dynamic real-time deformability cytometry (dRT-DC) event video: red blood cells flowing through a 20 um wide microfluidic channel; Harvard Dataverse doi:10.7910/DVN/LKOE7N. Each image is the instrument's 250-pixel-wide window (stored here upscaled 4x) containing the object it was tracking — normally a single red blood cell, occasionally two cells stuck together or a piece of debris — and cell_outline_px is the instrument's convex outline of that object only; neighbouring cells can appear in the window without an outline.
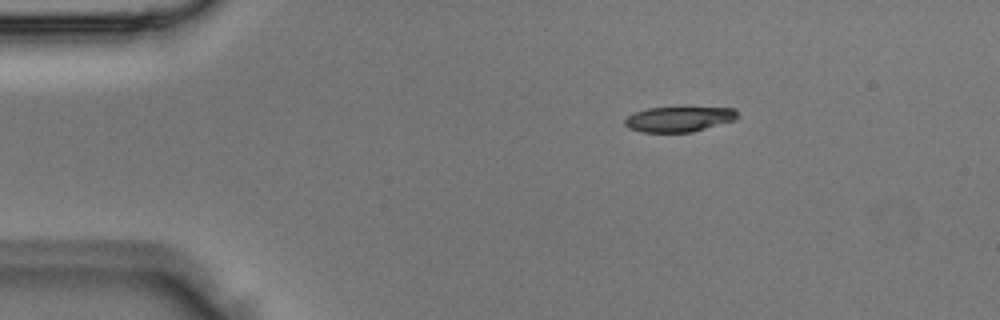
{"species": "Egyptian fruit bat (a non-hibernating species)", "species_latin": "Rousettus aegyptiacus", "temperature_condition": "room temperature", "stored_images_in_passage": 3, "camera_frame_rate_fps": 3000, "um_per_image_px": 0.085, "animal": {"sex": "male"}, "frame": {"image": 1, "passage_image": 1, "time_ms": 0.0, "image_size_px": [1000, 320], "cell_outline_px": [[736, 120], [692, 132], [640, 132], [628, 128], [624, 124], [624, 120], [628, 116], [636, 112], [648, 108], [680, 104], [684, 104], [736, 108]], "centroid_in_image_um": [57.75, 10.06], "position_along_channel_um": 27.2, "area_um2": 17.69}}